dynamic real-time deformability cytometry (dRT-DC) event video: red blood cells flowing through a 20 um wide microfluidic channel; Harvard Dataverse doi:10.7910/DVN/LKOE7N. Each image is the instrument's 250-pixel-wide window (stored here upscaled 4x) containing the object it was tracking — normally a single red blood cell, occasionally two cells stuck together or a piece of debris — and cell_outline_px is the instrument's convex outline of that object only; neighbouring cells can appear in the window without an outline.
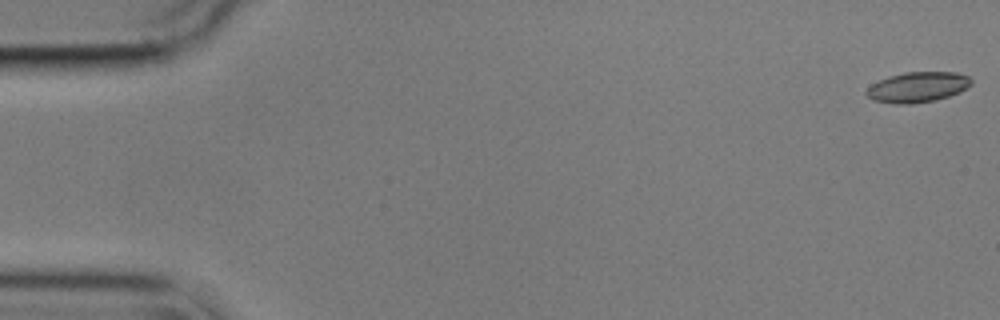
{"species": "common noctule bat (a hibernating species)", "species_latin": "Nyctalus noctula", "temperature_condition": "cold", "stored_images_in_passage": 9, "camera_frame_rate_fps": 3000, "um_per_image_px": 0.085, "animal": {"sex": "male", "body_mass_g": 17.9}, "frame": {"image": 1, "passage_image": 1, "time_ms": 0.0, "image_size_px": [1000, 320], "cell_outline_px": [[972, 84], [960, 92], [936, 100], [912, 104], [896, 104], [872, 100], [864, 92], [872, 84], [888, 76], [904, 72], [956, 72], [968, 76], [972, 80]], "centroid_in_image_um": [78.0, 7.41], "position_along_channel_um": 7.0, "area_um2": 18.61}}